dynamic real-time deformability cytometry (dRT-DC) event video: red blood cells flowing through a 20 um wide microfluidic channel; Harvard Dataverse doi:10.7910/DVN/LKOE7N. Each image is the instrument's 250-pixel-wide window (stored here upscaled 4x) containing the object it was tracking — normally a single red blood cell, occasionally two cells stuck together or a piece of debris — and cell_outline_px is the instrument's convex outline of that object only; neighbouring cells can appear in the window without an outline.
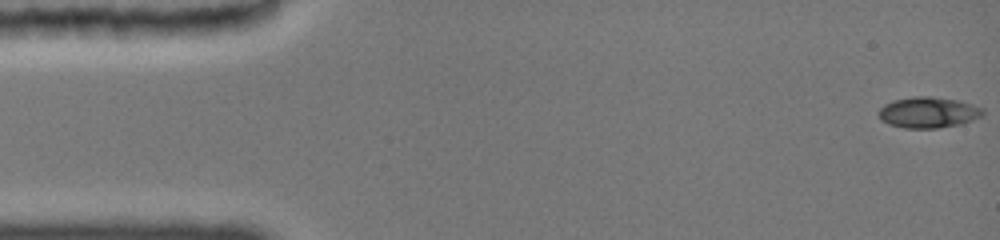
{"species": "common noctule bat (a hibernating species)", "species_latin": "Nyctalus noctula", "temperature_condition": "cold", "stored_images_in_passage": 23, "camera_frame_rate_fps": 3000, "um_per_image_px": 0.085, "animal": {"sex": "female", "body_mass_g": 19.0, "forearm_length_mm": 51.5}, "frame": {"image": 1, "passage_image": 1, "time_ms": 0.0, "image_size_px": [1000, 240], "cell_outline_px": [[984, 112], [980, 116], [972, 120], [960, 124], [936, 128], [904, 128], [888, 124], [880, 116], [880, 108], [884, 104], [892, 100], [912, 96], [932, 96], [960, 100], [984, 108]], "centroid_in_image_um": [78.92, 9.54], "position_along_channel_um": 6.1, "area_um2": 18.79}}
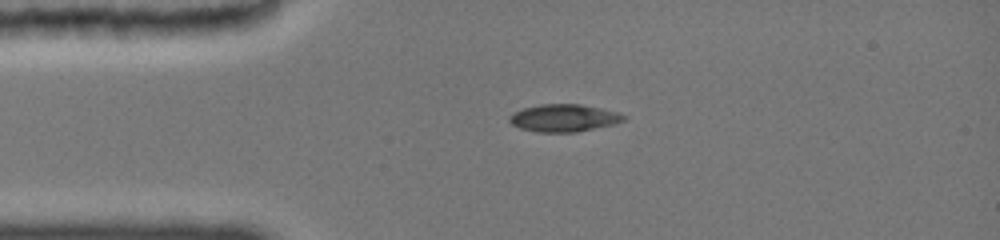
{"frame": {"image": 2, "passage_image": 13, "time_ms": 3.333, "image_size_px": [1000, 240], "cell_outline_px": [[624, 120], [612, 124], [572, 132], [540, 132], [520, 128], [512, 124], [508, 120], [516, 112], [524, 108], [540, 104], [580, 104], [612, 112], [624, 116]], "centroid_in_image_um": [47.85, 10.03], "position_along_channel_um": 37.2, "area_um2": 17.46}}
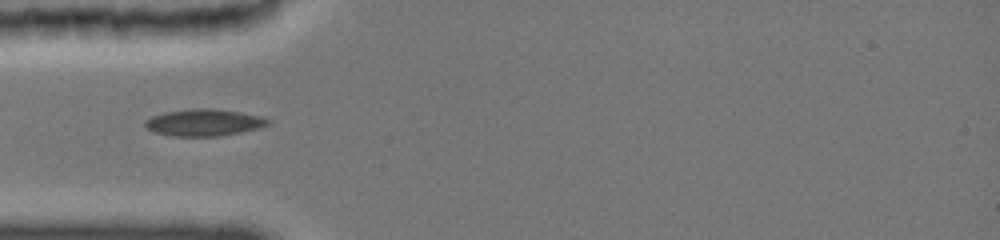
{"frame": {"image": 3, "passage_image": 19, "time_ms": 4.667, "image_size_px": [1000, 240], "cell_outline_px": [[268, 124], [256, 128], [220, 136], [172, 136], [156, 132], [148, 128], [144, 124], [144, 120], [152, 116], [164, 112], [196, 108], [212, 108], [240, 112], [260, 116], [268, 120]], "centroid_in_image_um": [17.28, 10.4], "position_along_channel_um": 67.7, "area_um2": 18.9}}